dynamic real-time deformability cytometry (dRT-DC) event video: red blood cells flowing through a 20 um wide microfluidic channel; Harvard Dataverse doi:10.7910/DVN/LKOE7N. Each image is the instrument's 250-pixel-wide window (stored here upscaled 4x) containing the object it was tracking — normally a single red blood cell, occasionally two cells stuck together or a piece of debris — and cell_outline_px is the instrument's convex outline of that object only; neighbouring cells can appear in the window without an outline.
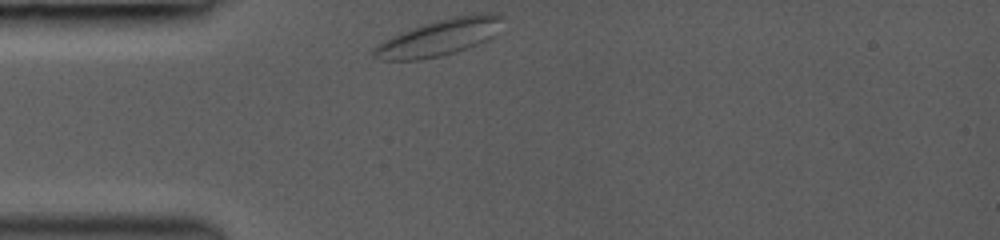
{"species": "common noctule bat (a hibernating species)", "species_latin": "Nyctalus noctula", "temperature_condition": "room temperature", "stored_images_in_passage": 33, "camera_frame_rate_fps": 3000, "um_per_image_px": 0.085, "animal": {"sex": "female", "body_mass_g": 19.0, "forearm_length_mm": 53.3}, "frame": {"image": 1, "passage_image": 1, "time_ms": 0.0, "image_size_px": [1000, 240], "cell_outline_px": [[504, 16], [492, 36], [488, 40], [456, 52], [440, 56], [420, 60], [380, 60], [372, 56], [372, 48], [376, 44], [392, 36], [412, 28], [436, 20], [452, 16], [476, 12], [496, 12]], "centroid_in_image_um": [37.32, 3.17], "position_along_channel_um": 47.7, "area_um2": 27.51}}
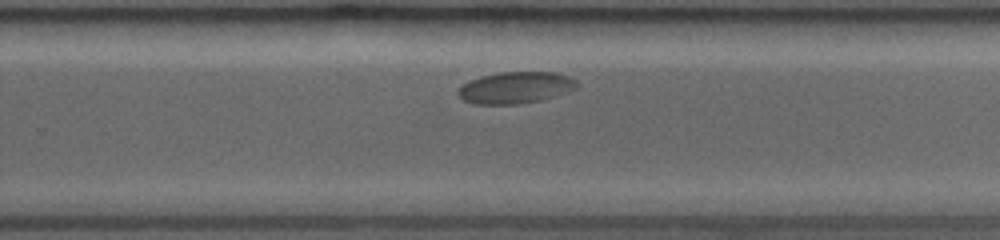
{"frame": {"image": 2, "passage_image": 21, "time_ms": 6.667, "image_size_px": [1000, 240], "cell_outline_px": [[580, 84], [576, 88], [568, 92], [556, 96], [540, 100], [516, 104], [476, 104], [464, 100], [456, 92], [464, 84], [480, 76], [500, 72], [556, 72], [568, 76], [576, 80]], "centroid_in_image_um": [43.87, 7.44], "position_along_channel_um": 285.9, "area_um2": 21.85}}
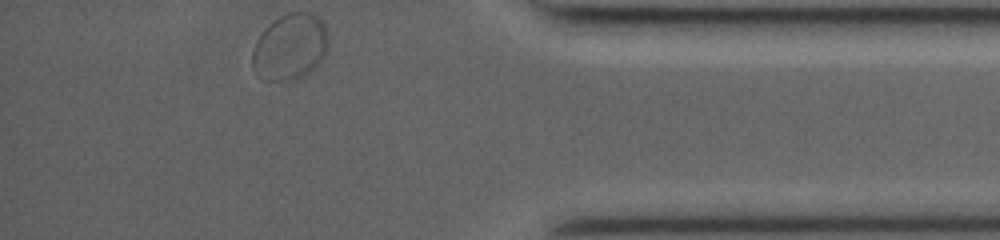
{"frame": {"image": 3, "passage_image": 33, "time_ms": 10.333, "image_size_px": [1000, 240], "cell_outline_px": [[328, 52], [320, 64], [304, 76], [296, 80], [264, 80], [252, 68], [252, 52], [256, 40], [260, 32], [268, 24], [280, 16], [288, 12], [312, 12], [324, 20], [328, 36]], "centroid_in_image_um": [24.69, 3.97], "position_along_channel_um": 410.5, "area_um2": 30.06}}